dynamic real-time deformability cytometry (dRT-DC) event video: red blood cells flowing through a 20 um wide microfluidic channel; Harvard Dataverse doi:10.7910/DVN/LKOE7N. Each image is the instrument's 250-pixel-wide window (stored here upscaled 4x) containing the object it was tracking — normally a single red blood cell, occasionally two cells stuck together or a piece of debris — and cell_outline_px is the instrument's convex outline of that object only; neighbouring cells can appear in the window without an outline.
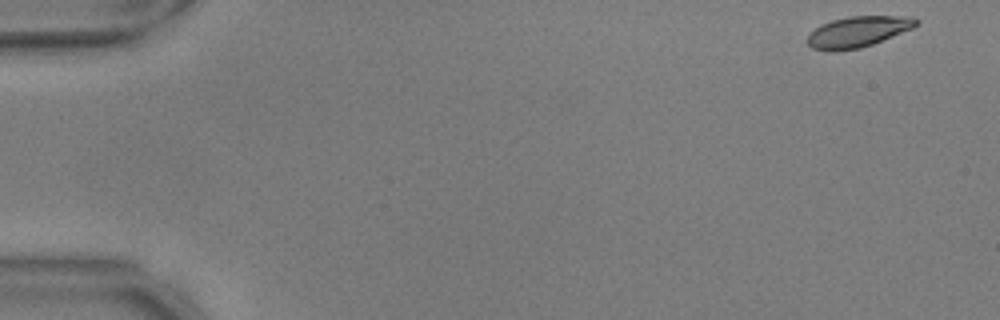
{"species": "common noctule bat (a hibernating species)", "species_latin": "Nyctalus noctula", "temperature_condition": "warm", "stored_images_in_passage": 53, "camera_frame_rate_fps": 3000, "um_per_image_px": 0.085, "animal": {"sex": "male", "body_mass_g": 17.9, "forearm_length_mm": 54.2}, "frame": {"image": 1, "passage_image": 1, "time_ms": 0.0, "image_size_px": [1000, 320], "cell_outline_px": [[920, 20], [912, 28], [872, 44], [860, 48], [836, 52], [828, 52], [812, 48], [808, 44], [808, 36], [820, 24], [832, 20], [848, 16], [912, 16]], "centroid_in_image_um": [72.9, 2.7], "position_along_channel_um": 12.1, "area_um2": 19.54}}
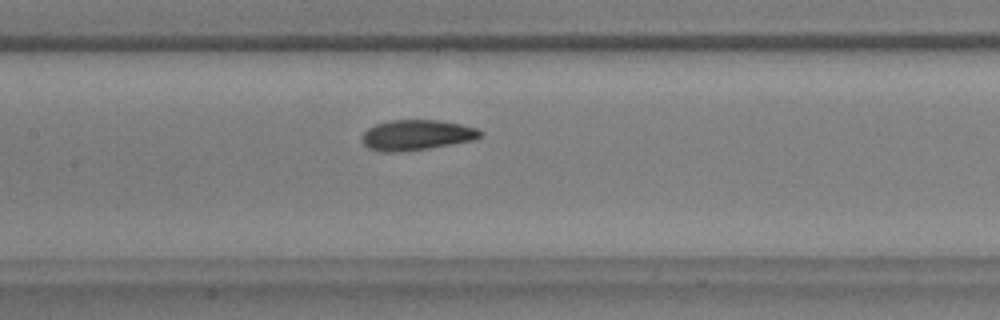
{"frame": {"image": 2, "passage_image": 25, "time_ms": 8.0, "image_size_px": [1000, 320], "cell_outline_px": [[484, 136], [476, 140], [428, 148], [400, 152], [384, 152], [368, 148], [360, 140], [364, 132], [368, 128], [376, 124], [392, 120], [440, 120], [460, 124], [476, 128], [484, 132]], "centroid_in_image_um": [35.44, 11.48], "position_along_channel_um": 172.0, "area_um2": 21.1}}
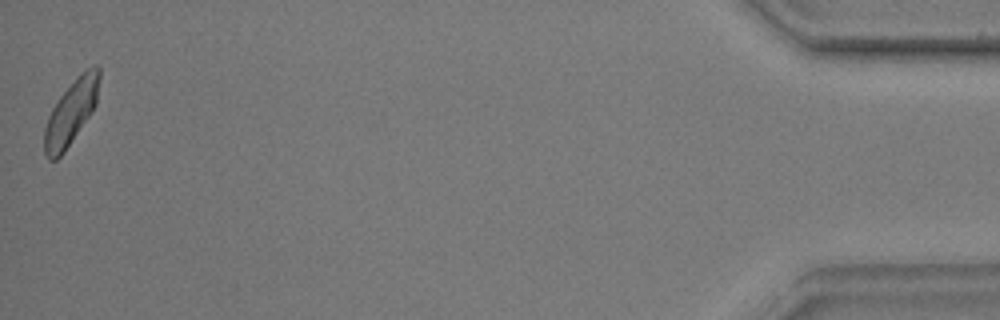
{"frame": {"image": 3, "passage_image": 53, "time_ms": 17.333, "image_size_px": [1000, 320], "cell_outline_px": [[100, 76], [96, 104], [92, 112], [64, 152], [56, 160], [48, 160], [44, 152], [44, 128], [48, 116], [52, 108], [60, 96], [80, 72], [96, 64], [100, 68]], "centroid_in_image_um": [6.04, 9.54], "position_along_channel_um": 429.2, "area_um2": 20.63}, "authors_computed_cell_mechanics": {"area_um2": 20.6346, "velocity_mm_per_s": 3.6909, "shape_relaxation_time_tau1_ms": 3.301, "shape_relaxation_time_tau2_ms": 2.4257, "deformation_change_tau1": 0.0981, "deformation_change_tau2": 0.0627}}